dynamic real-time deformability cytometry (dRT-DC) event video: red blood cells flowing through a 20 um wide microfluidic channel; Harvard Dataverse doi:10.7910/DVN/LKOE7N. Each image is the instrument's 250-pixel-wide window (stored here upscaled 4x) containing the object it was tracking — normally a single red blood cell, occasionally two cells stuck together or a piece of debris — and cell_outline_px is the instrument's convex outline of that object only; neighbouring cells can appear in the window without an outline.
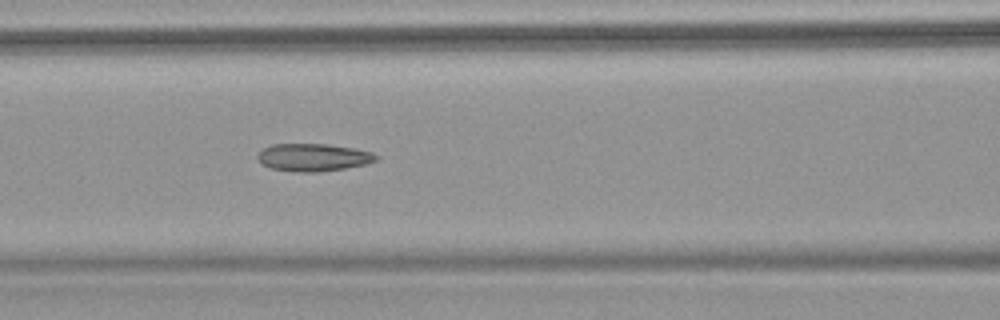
{"species": "common noctule bat (a hibernating species)", "species_latin": "Nyctalus noctula", "temperature_condition": "warm", "stored_images_in_passage": 10, "camera_frame_rate_fps": 3000, "um_per_image_px": 0.085, "animal": {"sex": "female", "body_mass_g": 18.4}, "frame": {"image": 1, "passage_image": 9, "time_ms": 2.667, "image_size_px": [1000, 320], "cell_outline_px": [[380, 156], [376, 160], [368, 164], [320, 172], [296, 172], [272, 168], [264, 164], [256, 156], [264, 148], [272, 144], [328, 144], [352, 148], [372, 152]], "centroid_in_image_um": [26.67, 13.37], "position_along_channel_um": 139.9, "area_um2": 18.96}}